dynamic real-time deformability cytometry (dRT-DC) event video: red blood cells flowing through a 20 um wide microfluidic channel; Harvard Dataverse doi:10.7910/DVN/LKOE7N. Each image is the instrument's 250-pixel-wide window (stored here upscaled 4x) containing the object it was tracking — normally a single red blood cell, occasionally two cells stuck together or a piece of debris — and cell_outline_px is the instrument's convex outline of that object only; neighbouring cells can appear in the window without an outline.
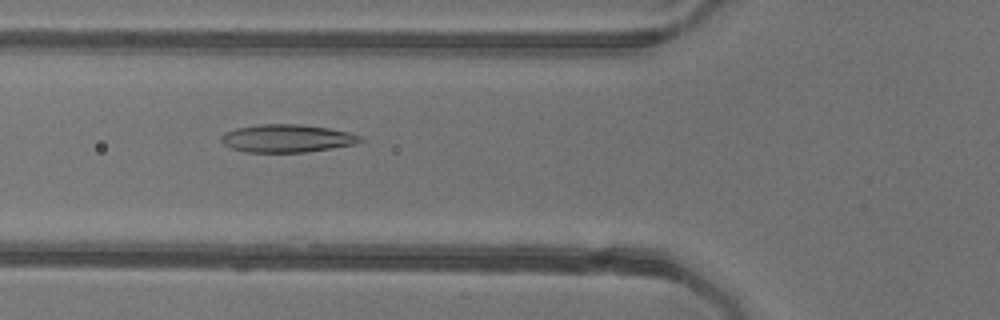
{"species": "common noctule bat (a hibernating species)", "species_latin": "Nyctalus noctula", "temperature_condition": "warm", "stored_images_in_passage": 21, "camera_frame_rate_fps": 3000, "um_per_image_px": 0.085, "animal": {"sex": "female"}, "frame": {"image": 1, "passage_image": 12, "time_ms": 3.667, "image_size_px": [1000, 320], "cell_outline_px": [[364, 140], [356, 144], [332, 148], [304, 152], [244, 152], [232, 148], [224, 144], [220, 140], [220, 136], [224, 132], [236, 128], [260, 124], [300, 124], [328, 128], [348, 132], [360, 136]], "centroid_in_image_um": [24.37, 11.76], "position_along_channel_um": 101.4, "area_um2": 22.6}}
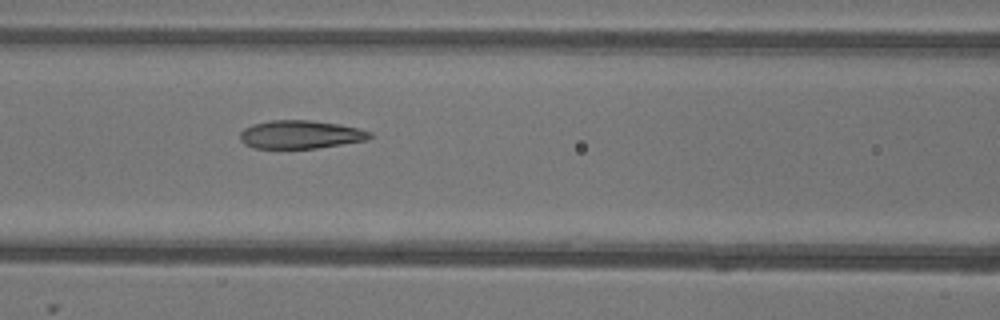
{"frame": {"image": 2, "passage_image": 15, "time_ms": 4.667, "image_size_px": [1000, 320], "cell_outline_px": [[372, 136], [368, 140], [316, 148], [256, 148], [244, 144], [240, 140], [240, 132], [244, 128], [252, 124], [272, 120], [308, 120], [340, 124], [372, 132]], "centroid_in_image_um": [25.53, 11.43], "position_along_channel_um": 141.1, "area_um2": 21.33}}
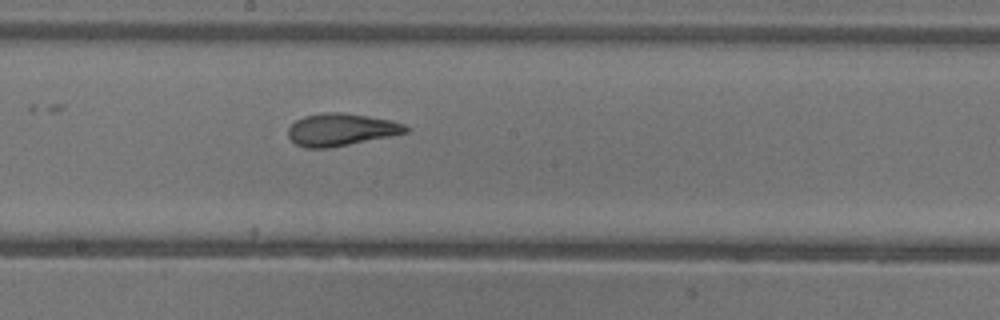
{"frame": {"image": 3, "passage_image": 21, "time_ms": 6.667, "image_size_px": [1000, 320], "cell_outline_px": [[408, 132], [328, 148], [304, 148], [296, 144], [288, 136], [288, 128], [296, 120], [304, 116], [324, 112], [340, 112], [368, 116], [392, 120], [404, 124], [408, 128]], "centroid_in_image_um": [28.95, 11.01], "position_along_channel_um": 219.2, "area_um2": 21.96}}